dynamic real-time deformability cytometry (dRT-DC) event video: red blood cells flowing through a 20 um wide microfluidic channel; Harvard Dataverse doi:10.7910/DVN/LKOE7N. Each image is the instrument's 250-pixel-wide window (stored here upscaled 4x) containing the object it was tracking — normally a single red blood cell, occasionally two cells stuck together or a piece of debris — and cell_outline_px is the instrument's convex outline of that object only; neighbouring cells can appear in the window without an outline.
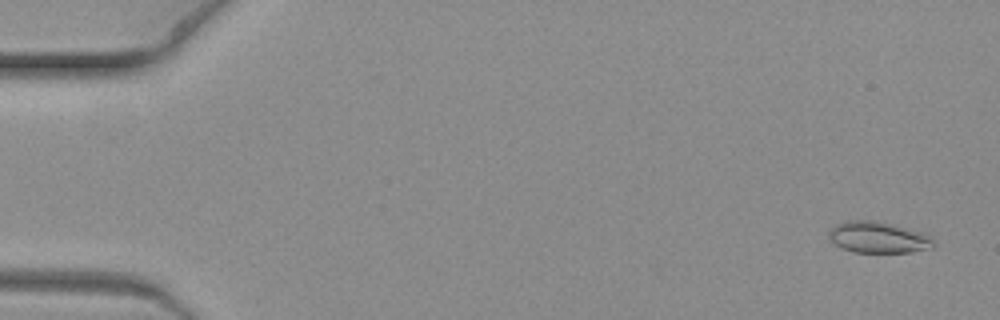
{"species": "common noctule bat (a hibernating species)", "species_latin": "Nyctalus noctula", "temperature_condition": "warm", "stored_images_in_passage": 9, "camera_frame_rate_fps": 3000, "um_per_image_px": 0.085, "animal": {"sex": "female", "body_mass_g": 19.3, "forearm_length_mm": 54.1}, "frame": {"image": 1, "passage_image": 1, "time_ms": 0.0, "image_size_px": [1000, 320], "cell_outline_px": [[936, 244], [932, 248], [912, 252], [852, 252], [840, 248], [832, 244], [828, 240], [828, 232], [836, 224], [848, 220], [868, 220], [892, 224], [924, 232], [932, 236]], "centroid_in_image_um": [74.65, 20.18], "position_along_channel_um": 10.4, "area_um2": 19.48}}
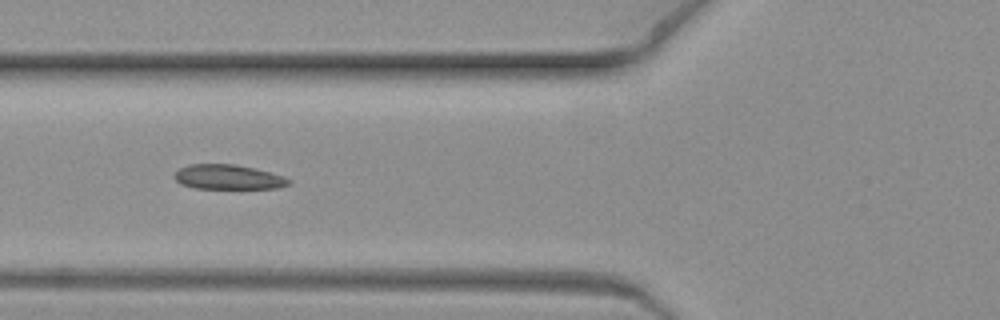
{"frame": {"image": 2, "passage_image": 8, "time_ms": 2.333, "image_size_px": [1000, 320], "cell_outline_px": [[292, 180], [288, 184], [280, 188], [196, 188], [180, 184], [172, 176], [180, 168], [188, 164], [236, 164], [284, 176]], "centroid_in_image_um": [19.37, 15.05], "position_along_channel_um": 106.4, "area_um2": 16.36}}